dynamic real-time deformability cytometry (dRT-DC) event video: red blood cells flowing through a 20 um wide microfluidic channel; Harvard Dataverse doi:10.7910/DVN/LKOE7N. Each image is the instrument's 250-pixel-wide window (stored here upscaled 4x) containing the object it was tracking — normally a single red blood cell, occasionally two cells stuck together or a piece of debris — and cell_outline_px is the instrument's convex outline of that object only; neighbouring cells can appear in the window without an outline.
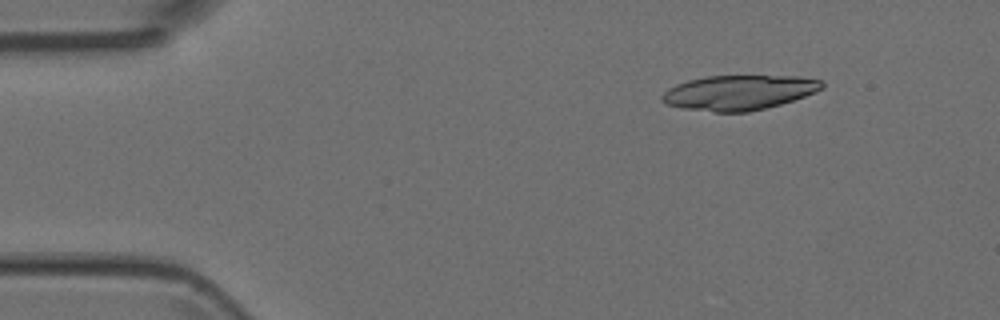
{"species": "Egyptian fruit bat (a non-hibernating species)", "species_latin": "Rousettus aegyptiacus", "temperature_condition": "room temperature", "stored_images_in_passage": 3, "camera_frame_rate_fps": 3000, "um_per_image_px": 0.085, "animal": {"sex": "female"}, "frame": {"image": 1, "passage_image": 1, "time_ms": 0.0, "image_size_px": [1000, 320], "cell_outline_px": [[824, 88], [816, 92], [780, 104], [748, 112], [716, 112], [684, 108], [668, 104], [660, 100], [660, 96], [668, 88], [676, 84], [688, 80], [708, 76], [796, 76], [820, 80], [824, 84]], "centroid_in_image_um": [62.8, 7.86], "position_along_channel_um": 22.2, "area_um2": 32.25}}